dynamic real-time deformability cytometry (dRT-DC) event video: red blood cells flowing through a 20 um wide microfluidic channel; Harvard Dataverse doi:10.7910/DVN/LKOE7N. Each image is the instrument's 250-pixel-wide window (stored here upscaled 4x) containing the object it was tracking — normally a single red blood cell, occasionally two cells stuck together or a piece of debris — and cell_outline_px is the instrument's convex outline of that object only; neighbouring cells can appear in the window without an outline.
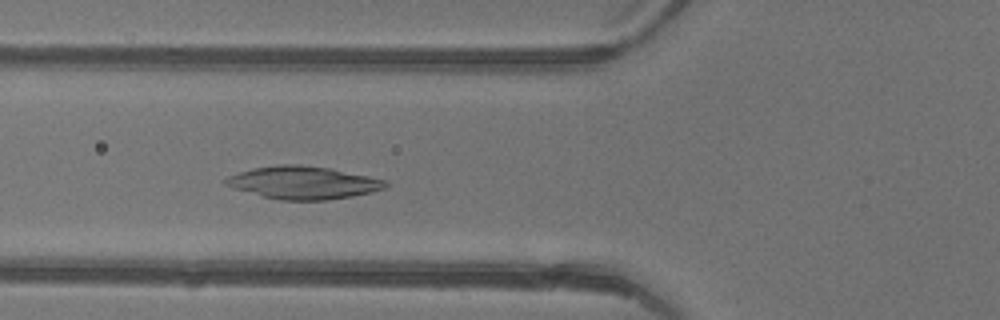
{"species": "common noctule bat (a hibernating species)", "species_latin": "Nyctalus noctula", "temperature_condition": "warm", "stored_images_in_passage": 44, "camera_frame_rate_fps": 3000, "um_per_image_px": 0.085, "animal": {"sex": "female"}, "frame": {"image": 1, "passage_image": 15, "time_ms": 4.667, "image_size_px": [1000, 320], "cell_outline_px": [[388, 184], [384, 188], [372, 192], [352, 196], [324, 200], [280, 200], [264, 196], [236, 188], [224, 184], [224, 180], [228, 176], [252, 168], [280, 164], [300, 164], [328, 168], [388, 180]], "centroid_in_image_um": [25.8, 15.52], "position_along_channel_um": 100.0, "area_um2": 30.11}}
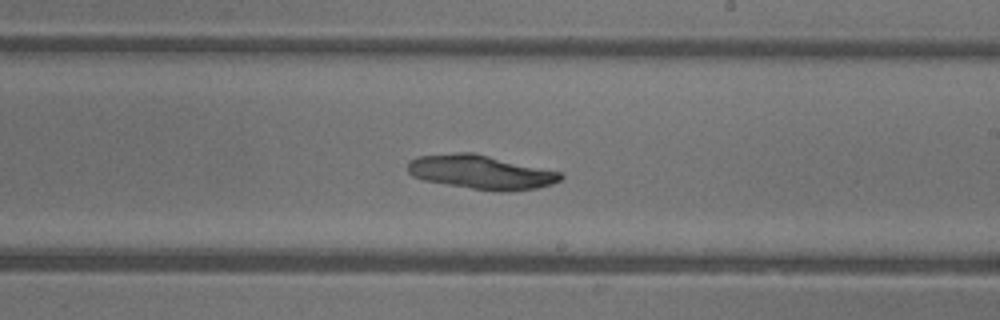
{"frame": {"image": 2, "passage_image": 25, "time_ms": 8.0, "image_size_px": [1000, 320], "cell_outline_px": [[564, 176], [560, 180], [552, 184], [536, 188], [504, 192], [496, 192], [424, 180], [412, 176], [408, 172], [408, 164], [416, 156], [456, 152], [472, 152], [564, 172]], "centroid_in_image_um": [40.93, 14.62], "position_along_channel_um": 248.1, "area_um2": 30.4}}
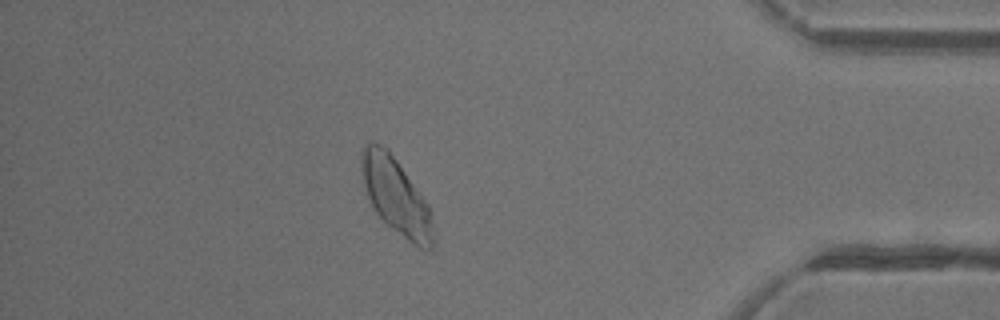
{"frame": {"image": 3, "passage_image": 38, "time_ms": 12.333, "image_size_px": [1000, 320], "cell_outline_px": [[432, 248], [420, 248], [412, 244], [392, 228], [372, 208], [364, 184], [360, 160], [360, 156], [364, 144], [380, 144], [388, 148], [428, 204], [432, 224]], "centroid_in_image_um": [33.63, 16.64], "position_along_channel_um": 401.6, "area_um2": 31.15}}